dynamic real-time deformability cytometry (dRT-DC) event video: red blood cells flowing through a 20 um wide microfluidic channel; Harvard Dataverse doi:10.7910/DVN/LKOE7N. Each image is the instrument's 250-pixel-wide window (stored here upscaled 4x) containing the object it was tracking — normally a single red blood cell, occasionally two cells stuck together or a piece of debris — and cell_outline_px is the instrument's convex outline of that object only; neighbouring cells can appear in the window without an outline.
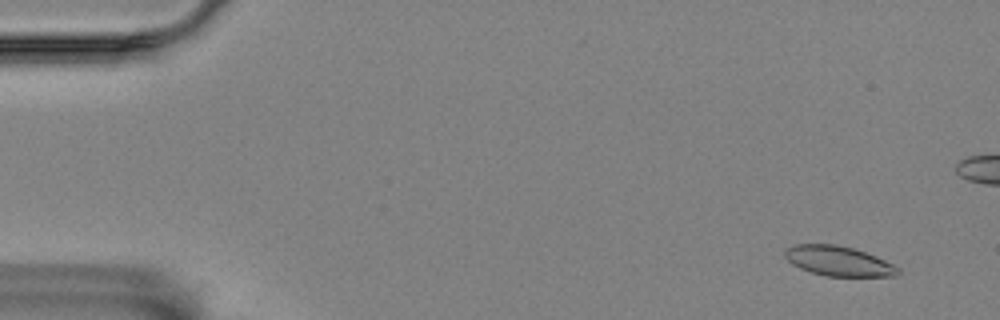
{"species": "Egyptian fruit bat (a non-hibernating species)", "species_latin": "Rousettus aegyptiacus", "temperature_condition": "room temperature", "stored_images_in_passage": 6, "camera_frame_rate_fps": 3000, "um_per_image_px": 0.085, "animal": {"sex": "female"}, "frame": {"image": 1, "passage_image": 1, "time_ms": 0.0, "image_size_px": [1000, 320], "cell_outline_px": [[900, 272], [896, 276], [824, 276], [800, 268], [792, 264], [784, 256], [784, 248], [792, 244], [836, 244], [852, 248], [876, 256], [900, 268]], "centroid_in_image_um": [71.23, 22.18], "position_along_channel_um": 13.8, "area_um2": 19.71}}